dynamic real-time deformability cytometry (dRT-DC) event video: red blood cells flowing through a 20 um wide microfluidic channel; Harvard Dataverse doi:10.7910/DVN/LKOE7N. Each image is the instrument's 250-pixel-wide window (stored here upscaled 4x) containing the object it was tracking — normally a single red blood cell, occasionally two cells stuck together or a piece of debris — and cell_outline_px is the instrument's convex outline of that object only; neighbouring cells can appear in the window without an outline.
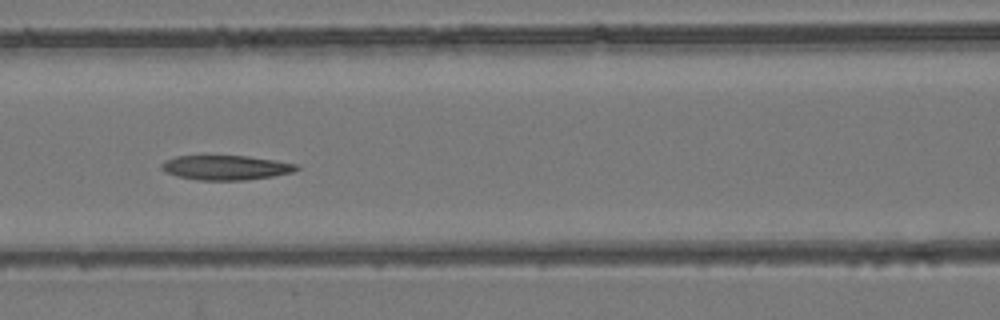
{"species": "common noctule bat (a hibernating species)", "species_latin": "Nyctalus noctula", "temperature_condition": "room temperature", "stored_images_in_passage": 8, "segment_of_instrument_passage": [1, 2], "camera_frame_rate_fps": 3000, "um_per_image_px": 0.085, "animal": {"sex": "female", "body_mass_g": 24.6, "forearm_length_mm": 56.2}, "frame": {"image": 1, "passage_image": 5, "time_ms": 1.333, "image_size_px": [1000, 320], "cell_outline_px": [[300, 168], [292, 172], [272, 176], [244, 180], [200, 180], [176, 176], [160, 168], [160, 164], [176, 156], [248, 156], [276, 160], [296, 164]], "centroid_in_image_um": [19.21, 14.24], "position_along_channel_um": 147.4, "area_um2": 19.13}}
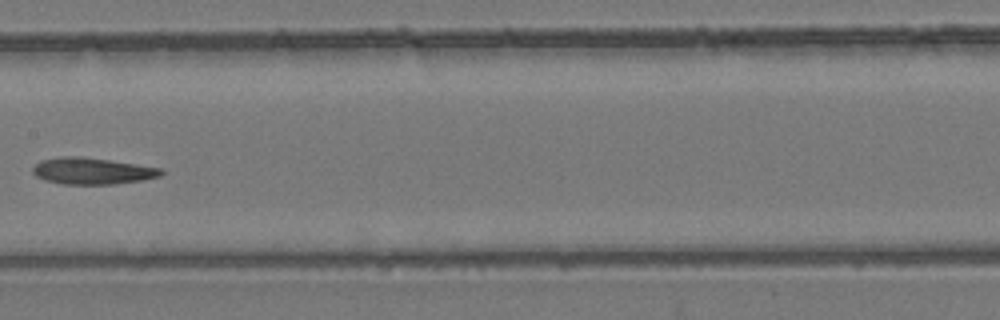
{"frame": {"image": 2, "passage_image": 6, "time_ms": 1.667, "image_size_px": [1000, 320], "cell_outline_px": [[164, 172], [160, 176], [144, 180], [112, 184], [60, 184], [44, 180], [36, 176], [32, 172], [32, 168], [40, 160], [60, 156], [80, 156], [164, 168]], "centroid_in_image_um": [7.83, 14.53], "position_along_channel_um": 199.6, "area_um2": 20.0}}
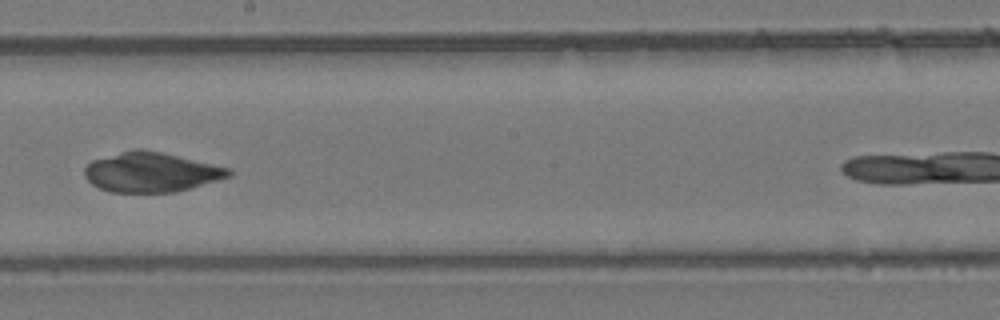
{"frame": {"image": 3, "passage_image": 7, "time_ms": 2.0, "image_size_px": [1000, 320], "cell_outline_px": [[232, 176], [176, 192], [112, 192], [100, 188], [92, 184], [84, 176], [84, 168], [92, 160], [136, 148], [144, 148], [232, 168]], "centroid_in_image_um": [12.87, 14.63], "position_along_channel_um": 235.3, "area_um2": 33.41}}